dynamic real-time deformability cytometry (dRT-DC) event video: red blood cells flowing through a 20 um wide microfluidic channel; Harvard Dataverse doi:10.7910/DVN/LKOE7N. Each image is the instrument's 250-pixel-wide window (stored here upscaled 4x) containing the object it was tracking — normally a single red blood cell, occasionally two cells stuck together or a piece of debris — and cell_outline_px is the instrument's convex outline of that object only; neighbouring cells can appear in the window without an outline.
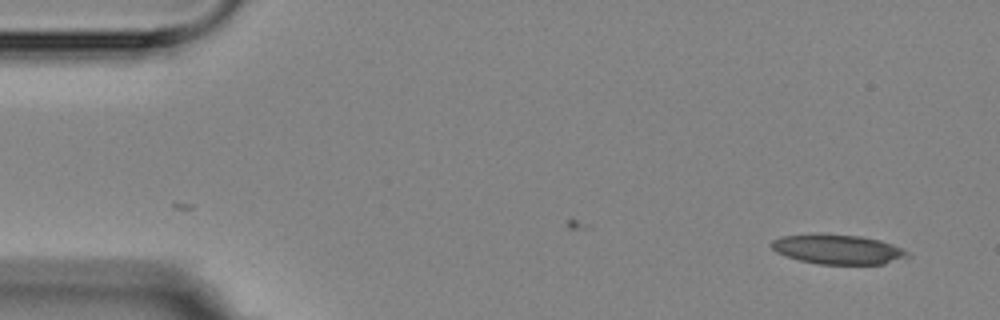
{"species": "Egyptian fruit bat (a non-hibernating species)", "species_latin": "Rousettus aegyptiacus", "temperature_condition": "room temperature", "stored_images_in_passage": 2, "camera_frame_rate_fps": 3000, "um_per_image_px": 0.085, "animal": {"sex": "female"}, "frame": {"image": 1, "passage_image": 2, "time_ms": 1.0, "image_size_px": [1000, 320], "cell_outline_px": [[912, 256], [884, 264], [820, 264], [800, 260], [776, 252], [772, 248], [772, 240], [780, 236], [820, 232], [860, 236], [880, 240], [892, 244], [908, 252]], "centroid_in_image_um": [71.21, 21.17], "position_along_channel_um": 13.8, "area_um2": 23.76}}